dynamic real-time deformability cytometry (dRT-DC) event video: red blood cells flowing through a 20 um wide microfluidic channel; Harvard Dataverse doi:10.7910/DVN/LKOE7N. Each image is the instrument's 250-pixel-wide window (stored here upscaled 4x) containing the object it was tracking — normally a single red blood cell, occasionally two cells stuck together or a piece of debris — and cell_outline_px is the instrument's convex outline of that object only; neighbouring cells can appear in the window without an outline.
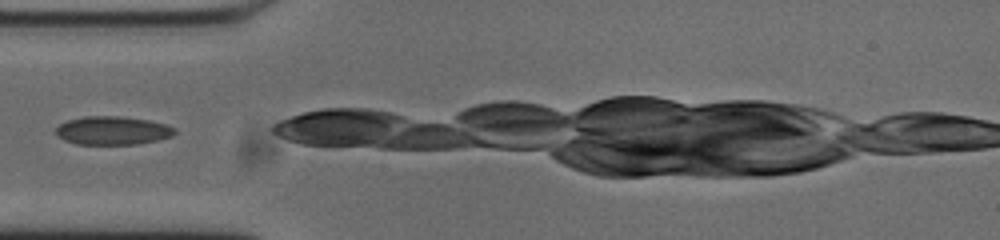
{"species": "common noctule bat (a hibernating species)", "species_latin": "Nyctalus noctula", "temperature_condition": "cold", "stored_images_in_passage": 25, "camera_frame_rate_fps": 3000, "um_per_image_px": 0.085, "animal": {"sex": "male", "body_mass_g": 20.0, "forearm_length_mm": 53.3}, "frame": {"image": 1, "passage_image": 1, "time_ms": 0.0, "image_size_px": [1000, 240], "cell_outline_px": [[176, 132], [172, 136], [156, 140], [136, 144], [76, 144], [64, 140], [56, 136], [56, 128], [60, 124], [68, 120], [84, 116], [120, 116], [148, 120], [164, 124], [176, 128]], "centroid_in_image_um": [9.55, 11.09], "position_along_channel_um": 75.5, "area_um2": 19.65}}